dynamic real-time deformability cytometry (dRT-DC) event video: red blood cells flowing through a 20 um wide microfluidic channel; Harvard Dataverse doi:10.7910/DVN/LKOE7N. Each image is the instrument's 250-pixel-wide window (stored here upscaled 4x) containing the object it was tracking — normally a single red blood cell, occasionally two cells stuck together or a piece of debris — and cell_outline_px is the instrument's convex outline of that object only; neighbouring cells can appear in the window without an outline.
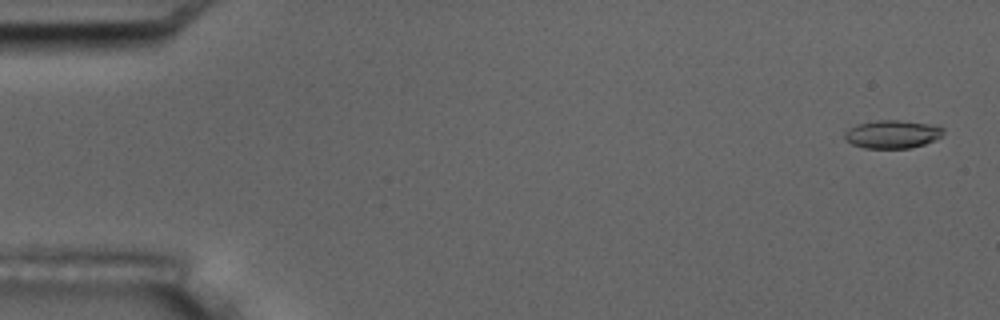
{"species": "common noctule bat (a hibernating species)", "species_latin": "Nyctalus noctula", "temperature_condition": "room temperature", "stored_images_in_passage": 5, "camera_frame_rate_fps": 3000, "um_per_image_px": 0.085, "animal": {"sex": "male", "body_mass_g": 17.5, "forearm_length_mm": 52.3}, "frame": {"image": 1, "passage_image": 1, "time_ms": 0.0, "image_size_px": [1000, 320], "cell_outline_px": [[944, 132], [936, 140], [912, 148], [864, 148], [852, 144], [844, 140], [844, 132], [848, 128], [856, 124], [876, 120], [900, 120], [940, 124], [944, 128]], "centroid_in_image_um": [75.87, 11.39], "position_along_channel_um": 9.1, "area_um2": 16.65}}
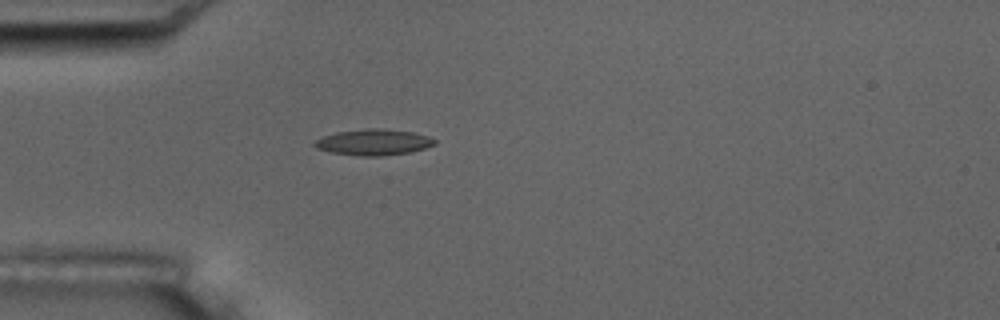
{"frame": {"image": 2, "passage_image": 5, "time_ms": 4.667, "image_size_px": [1000, 320], "cell_outline_px": [[436, 144], [424, 148], [408, 152], [384, 156], [360, 156], [332, 152], [316, 148], [312, 144], [316, 140], [324, 136], [336, 132], [368, 128], [376, 128], [412, 132], [428, 136], [436, 140]], "centroid_in_image_um": [31.74, 12.09], "position_along_channel_um": 53.3, "area_um2": 18.03}}